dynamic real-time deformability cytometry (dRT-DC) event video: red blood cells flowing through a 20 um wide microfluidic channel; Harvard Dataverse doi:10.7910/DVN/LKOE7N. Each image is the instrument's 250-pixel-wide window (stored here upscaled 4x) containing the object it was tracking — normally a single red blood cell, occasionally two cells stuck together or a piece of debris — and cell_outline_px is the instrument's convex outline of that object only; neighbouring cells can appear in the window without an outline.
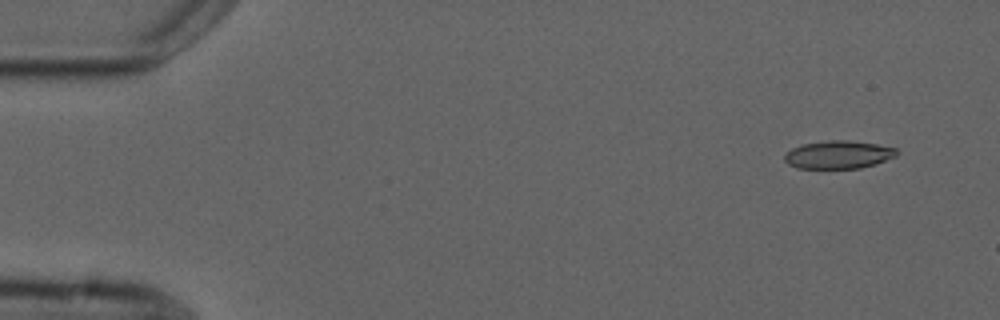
{"species": "common noctule bat (a hibernating species)", "species_latin": "Nyctalus noctula", "temperature_condition": "cold", "stored_images_in_passage": 3, "camera_frame_rate_fps": 3000, "um_per_image_px": 0.085, "animal": {"sex": "male", "forearm_length_mm": 52.5}, "frame": {"image": 1, "passage_image": 1, "time_ms": 0.0, "image_size_px": [1000, 320], "cell_outline_px": [[900, 152], [896, 156], [876, 164], [860, 168], [796, 168], [788, 164], [784, 160], [784, 156], [792, 148], [800, 144], [828, 140], [848, 140], [876, 144], [896, 148]], "centroid_in_image_um": [71.27, 13.14], "position_along_channel_um": 13.7, "area_um2": 18.38}}